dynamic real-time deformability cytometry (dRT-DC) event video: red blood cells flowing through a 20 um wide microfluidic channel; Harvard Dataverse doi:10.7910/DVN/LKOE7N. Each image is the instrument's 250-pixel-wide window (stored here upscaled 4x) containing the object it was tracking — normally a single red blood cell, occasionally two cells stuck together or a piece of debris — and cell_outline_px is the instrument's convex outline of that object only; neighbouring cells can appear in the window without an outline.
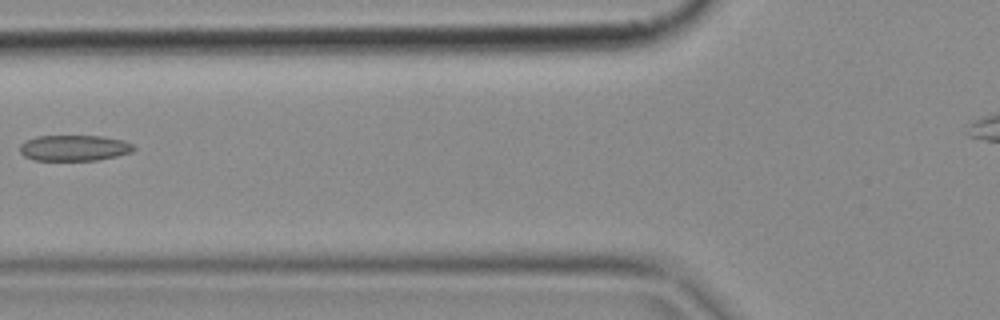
{"species": "common noctule bat (a hibernating species)", "species_latin": "Nyctalus noctula", "temperature_condition": "cold", "stored_images_in_passage": 6, "camera_frame_rate_fps": 3000, "um_per_image_px": 0.085, "animal": {"sex": "female", "body_mass_g": 18.4}, "frame": {"image": 1, "passage_image": 6, "time_ms": 1.667, "image_size_px": [1000, 320], "cell_outline_px": [[136, 148], [132, 152], [116, 156], [96, 160], [36, 160], [24, 156], [20, 152], [20, 144], [36, 136], [104, 136], [124, 140], [132, 144]], "centroid_in_image_um": [6.33, 12.57], "position_along_channel_um": 119.5, "area_um2": 17.11}}